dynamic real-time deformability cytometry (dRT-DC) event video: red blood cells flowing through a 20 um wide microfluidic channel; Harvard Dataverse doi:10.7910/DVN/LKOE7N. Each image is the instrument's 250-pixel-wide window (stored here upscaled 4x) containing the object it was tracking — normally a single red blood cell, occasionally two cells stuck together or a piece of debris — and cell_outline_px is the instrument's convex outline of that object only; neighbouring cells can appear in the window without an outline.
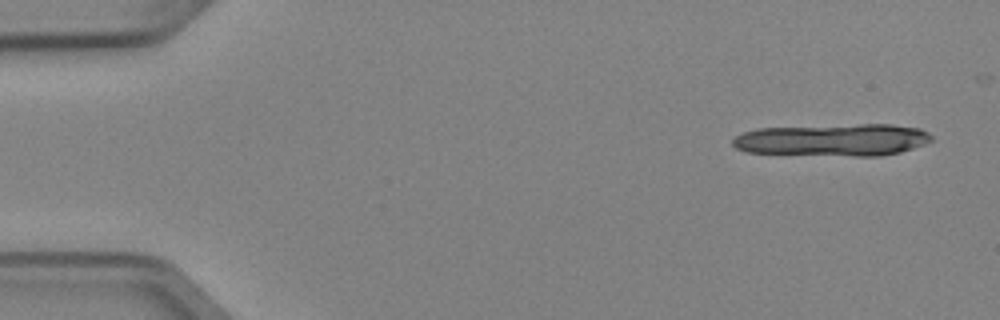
{"species": "Egyptian fruit bat (a non-hibernating species)", "species_latin": "Rousettus aegyptiacus", "temperature_condition": "cold", "stored_images_in_passage": 5, "segment_of_instrument_passage": [1, 2], "camera_frame_rate_fps": 3000, "um_per_image_px": 0.085, "animal": {"sex": "female"}, "frame": {"image": 1, "passage_image": 1, "time_ms": 0.0, "image_size_px": [1000, 320], "cell_outline_px": [[932, 140], [924, 144], [900, 152], [880, 156], [856, 156], [744, 152], [736, 148], [732, 144], [732, 140], [736, 136], [744, 132], [756, 128], [860, 124], [892, 124], [920, 128], [928, 132], [932, 136]], "centroid_in_image_um": [70.81, 11.88], "position_along_channel_um": 14.2, "area_um2": 37.45}}